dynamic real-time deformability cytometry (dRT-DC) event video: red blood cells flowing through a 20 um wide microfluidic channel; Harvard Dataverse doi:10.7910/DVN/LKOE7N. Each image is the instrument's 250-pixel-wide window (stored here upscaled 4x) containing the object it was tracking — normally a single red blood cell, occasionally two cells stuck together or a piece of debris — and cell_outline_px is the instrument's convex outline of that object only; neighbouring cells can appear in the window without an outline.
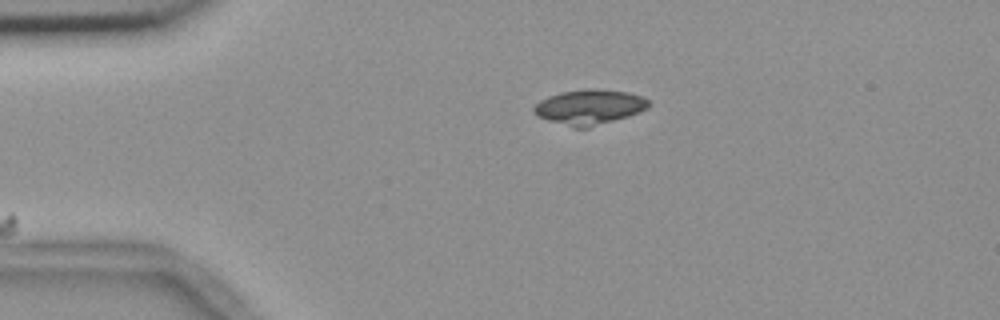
{"species": "common noctule bat (a hibernating species)", "species_latin": "Nyctalus noctula", "temperature_condition": "room temperature", "stored_images_in_passage": 25, "camera_frame_rate_fps": 3000, "um_per_image_px": 0.085, "animal": {"sex": "female", "body_mass_g": 18.4}, "frame": {"image": 1, "passage_image": 1, "time_ms": 0.0, "image_size_px": [1000, 320], "cell_outline_px": [[652, 104], [648, 108], [640, 112], [628, 116], [588, 128], [572, 128], [536, 116], [532, 112], [532, 108], [540, 100], [548, 96], [560, 92], [588, 88], [596, 88], [628, 92], [644, 96]], "centroid_in_image_um": [50.1, 9.09], "position_along_channel_um": 34.9, "area_um2": 23.81}}